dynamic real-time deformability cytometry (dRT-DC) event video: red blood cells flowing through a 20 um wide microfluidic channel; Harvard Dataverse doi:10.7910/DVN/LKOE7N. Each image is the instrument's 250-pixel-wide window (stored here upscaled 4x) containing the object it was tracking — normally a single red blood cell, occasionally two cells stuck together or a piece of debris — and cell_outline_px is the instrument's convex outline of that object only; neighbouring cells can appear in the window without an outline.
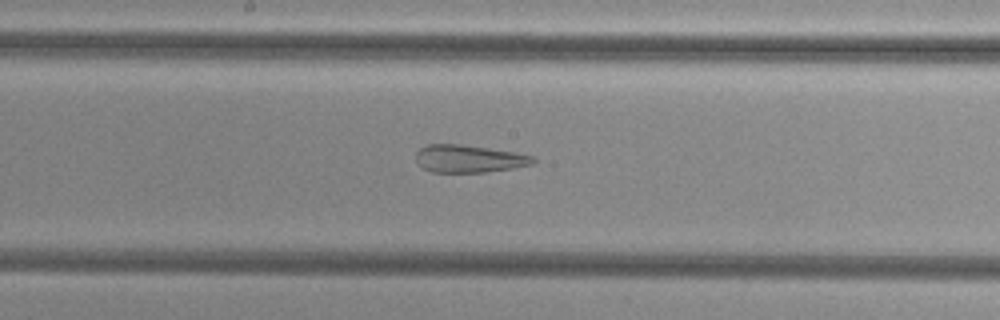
{"species": "common noctule bat (a hibernating species)", "species_latin": "Nyctalus noctula", "temperature_condition": "cold", "stored_images_in_passage": 40, "camera_frame_rate_fps": 3000, "um_per_image_px": 0.085, "animal": {"sex": "female", "body_mass_g": 29.2, "forearm_length_mm": 56.3}, "frame": {"image": 1, "passage_image": 15, "time_ms": 4.667, "image_size_px": [1000, 320], "cell_outline_px": [[536, 160], [532, 164], [512, 168], [484, 172], [432, 172], [424, 168], [416, 160], [416, 152], [420, 148], [428, 144], [460, 144], [488, 148], [512, 152], [532, 156]], "centroid_in_image_um": [39.82, 13.49], "position_along_channel_um": 208.4, "area_um2": 18.55}}
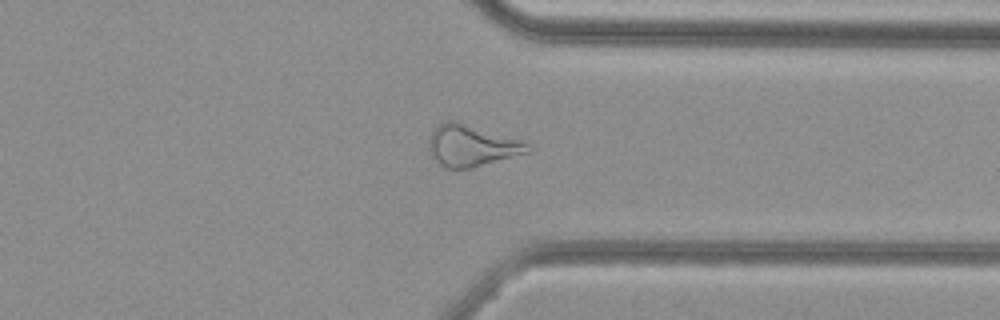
{"frame": {"image": 2, "passage_image": 28, "time_ms": 9.0, "image_size_px": [1000, 320], "cell_outline_px": [[532, 152], [472, 168], [444, 168], [428, 152], [428, 140], [432, 132], [444, 120], [456, 120], [520, 140], [528, 144], [532, 148]], "centroid_in_image_um": [40.09, 12.38], "position_along_channel_um": 371.3, "area_um2": 24.04}}
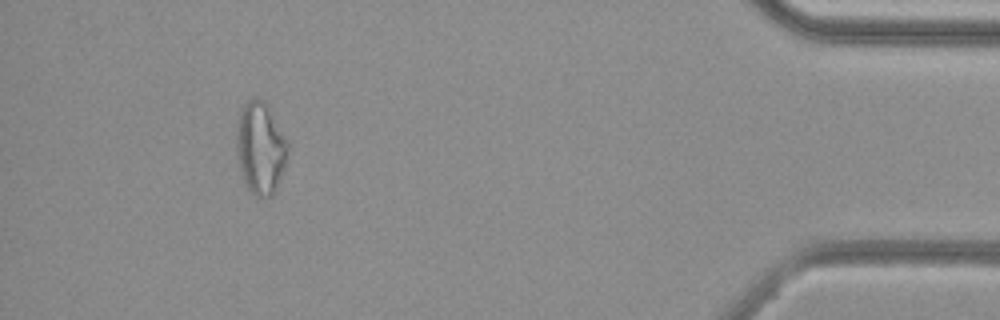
{"frame": {"image": 3, "passage_image": 36, "time_ms": 11.667, "image_size_px": [1000, 320], "cell_outline_px": [[288, 152], [284, 168], [276, 188], [268, 196], [260, 200], [248, 188], [244, 180], [240, 168], [236, 148], [236, 128], [240, 112], [244, 104], [248, 100], [264, 100], [268, 104], [288, 140]], "centroid_in_image_um": [22.15, 12.56], "position_along_channel_um": 413.1, "area_um2": 27.51}, "authors_computed_cell_mechanics": {"area_um2": 23.987, "velocity_mm_per_s": 3.7842, "shape_relaxation_time_tau1_ms": null, "shape_relaxation_time_tau2_ms": 1.9328, "deformation_change_tau1": null, "deformation_change_tau2": 0.123}}